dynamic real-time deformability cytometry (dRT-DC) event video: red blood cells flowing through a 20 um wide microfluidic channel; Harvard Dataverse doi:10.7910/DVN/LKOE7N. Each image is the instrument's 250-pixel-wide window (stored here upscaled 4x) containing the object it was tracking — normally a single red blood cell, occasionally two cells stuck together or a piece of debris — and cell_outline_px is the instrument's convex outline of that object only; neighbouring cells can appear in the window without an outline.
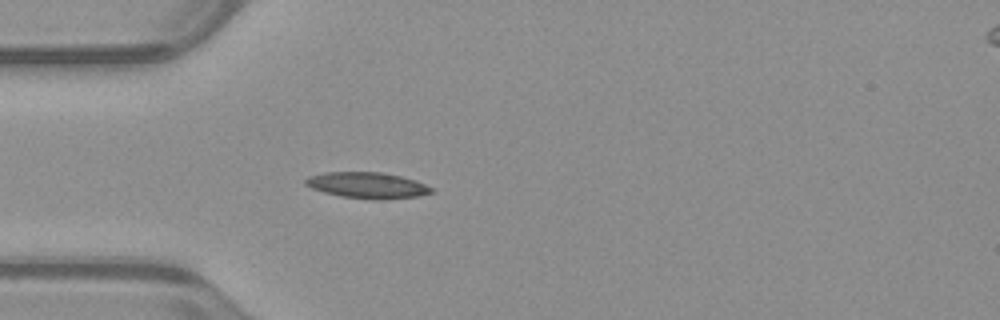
{"species": "common noctule bat (a hibernating species)", "species_latin": "Nyctalus noctula", "temperature_condition": "warm", "stored_images_in_passage": 44, "camera_frame_rate_fps": 3000, "um_per_image_px": 0.085, "animal": {"sex": "male", "body_mass_g": 23.1, "forearm_length_mm": 52.7}, "frame": {"image": 1, "passage_image": 7, "time_ms": 2.0, "image_size_px": [1000, 320], "cell_outline_px": [[436, 192], [416, 196], [384, 200], [372, 200], [340, 196], [324, 192], [312, 188], [304, 184], [304, 180], [308, 176], [324, 172], [380, 172], [400, 176], [416, 180], [432, 188]], "centroid_in_image_um": [31.22, 15.75], "position_along_channel_um": 53.8, "area_um2": 19.25}}
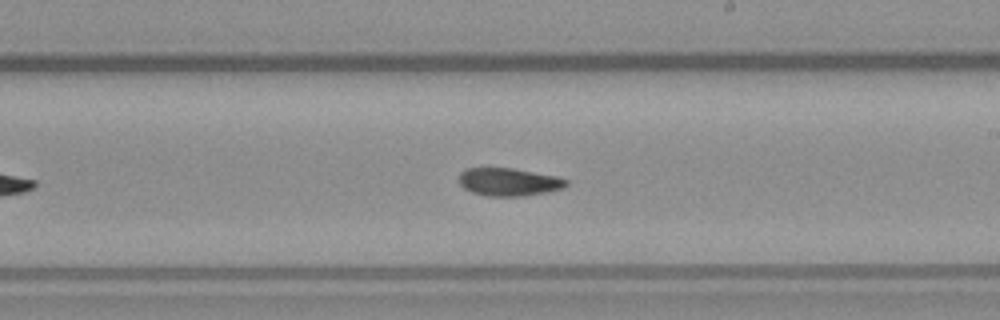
{"frame": {"image": 2, "passage_image": 22, "time_ms": 7.0, "image_size_px": [1000, 320], "cell_outline_px": [[568, 184], [564, 188], [548, 192], [524, 196], [488, 196], [472, 192], [464, 188], [460, 184], [460, 172], [464, 168], [512, 168], [556, 176], [568, 180]], "centroid_in_image_um": [43.26, 15.47], "position_along_channel_um": 245.7, "area_um2": 17.46}}
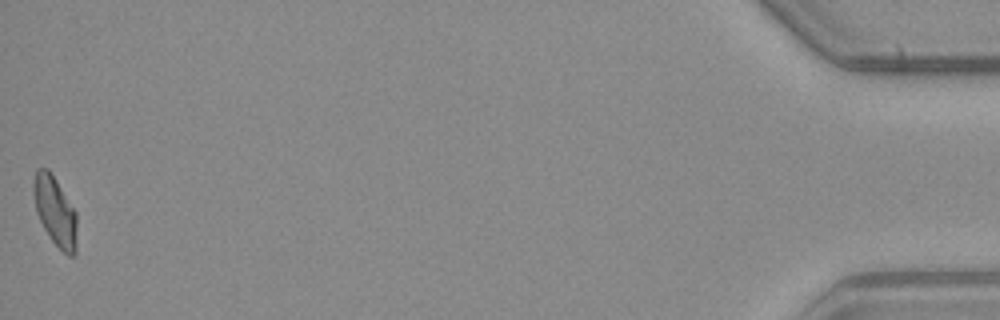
{"frame": {"image": 3, "passage_image": 44, "time_ms": 14.333, "image_size_px": [1000, 320], "cell_outline_px": [[76, 252], [72, 256], [68, 256], [52, 240], [44, 228], [36, 212], [32, 192], [32, 184], [36, 168], [48, 168], [56, 180], [76, 212]], "centroid_in_image_um": [4.66, 17.92], "position_along_channel_um": 430.5, "area_um2": 17.46}, "authors_computed_cell_mechanics": {"area_um2": 17.7157, "velocity_mm_per_s": 3.9599, "shape_relaxation_time_tau1_ms": 8.6931, "shape_relaxation_time_tau2_ms": 3.4985, "deformation_change_tau1": 0.1978, "deformation_change_tau2": 0.091}}